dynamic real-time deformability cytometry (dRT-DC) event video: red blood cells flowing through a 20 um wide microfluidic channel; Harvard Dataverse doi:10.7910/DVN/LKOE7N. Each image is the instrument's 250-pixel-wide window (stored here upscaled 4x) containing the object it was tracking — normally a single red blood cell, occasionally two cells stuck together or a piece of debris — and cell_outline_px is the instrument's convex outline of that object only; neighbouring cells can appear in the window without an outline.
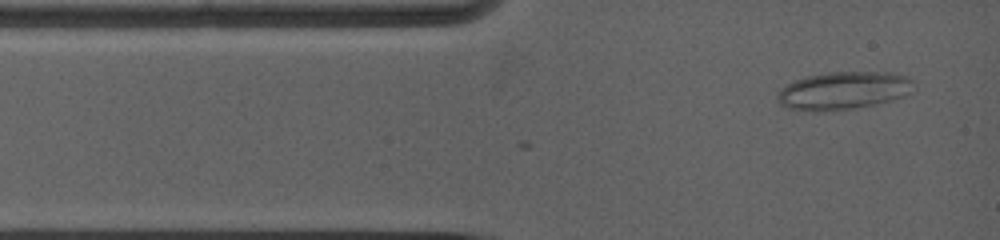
{"species": "common noctule bat (a hibernating species)", "species_latin": "Nyctalus noctula", "temperature_condition": "warm", "stored_images_in_passage": 19, "camera_frame_rate_fps": 5000, "um_per_image_px": 0.085, "animal": {"sex": "female", "body_mass_g": 19.0, "forearm_length_mm": 53.3}, "frame": {"image": 1, "passage_image": 1, "time_ms": 0.0, "image_size_px": [1000, 240], "cell_outline_px": [[912, 80], [896, 96], [884, 100], [868, 104], [840, 108], [800, 108], [784, 104], [780, 100], [780, 92], [788, 84], [804, 76], [828, 72], [892, 72], [908, 76]], "centroid_in_image_um": [71.64, 7.59], "position_along_channel_um": 13.4, "area_um2": 27.05}}
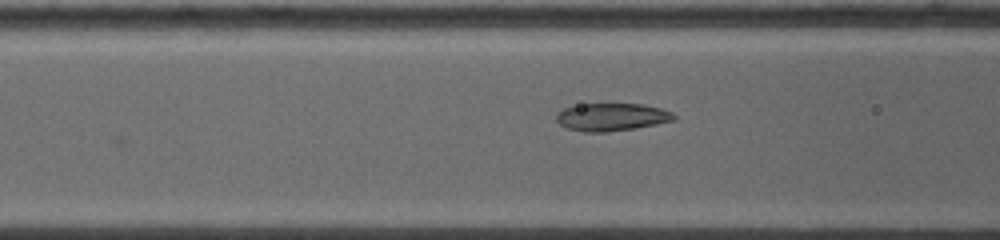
{"frame": {"image": 2, "passage_image": 10, "time_ms": 3.4, "image_size_px": [1000, 240], "cell_outline_px": [[676, 116], [672, 120], [656, 124], [632, 128], [600, 132], [588, 132], [568, 128], [560, 124], [556, 120], [556, 116], [564, 108], [580, 104], [644, 104], [660, 108], [672, 112]], "centroid_in_image_um": [51.99, 9.93], "position_along_channel_um": 114.6, "area_um2": 18.55}}
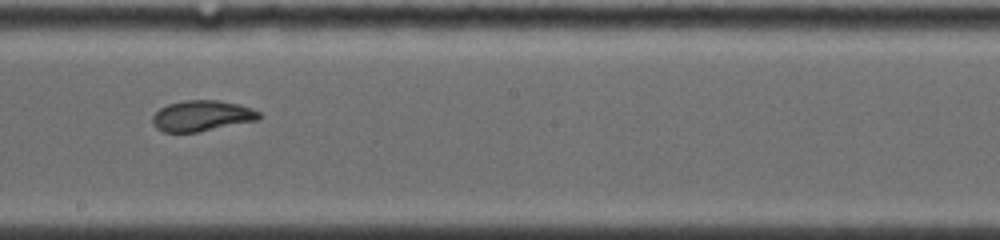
{"frame": {"image": 3, "passage_image": 17, "time_ms": 6.4, "image_size_px": [1000, 240], "cell_outline_px": [[260, 116], [256, 120], [196, 132], [164, 132], [156, 128], [152, 120], [152, 116], [160, 108], [168, 104], [184, 100], [220, 100], [240, 104], [252, 108], [260, 112]], "centroid_in_image_um": [17.14, 9.83], "position_along_channel_um": 231.1, "area_um2": 18.96}}